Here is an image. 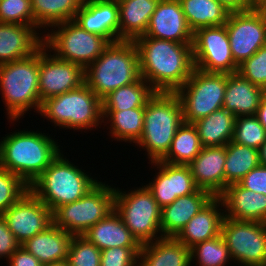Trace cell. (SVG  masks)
I'll list each match as a JSON object with an SVG mask.
<instances>
[{"label": "cell", "mask_w": 266, "mask_h": 266, "mask_svg": "<svg viewBox=\"0 0 266 266\" xmlns=\"http://www.w3.org/2000/svg\"><path fill=\"white\" fill-rule=\"evenodd\" d=\"M139 54L140 75L156 92H176L195 69L192 43L153 37L134 40Z\"/></svg>", "instance_id": "6da1fadb"}, {"label": "cell", "mask_w": 266, "mask_h": 266, "mask_svg": "<svg viewBox=\"0 0 266 266\" xmlns=\"http://www.w3.org/2000/svg\"><path fill=\"white\" fill-rule=\"evenodd\" d=\"M54 140L28 129L9 133L0 141V167L30 186L62 152Z\"/></svg>", "instance_id": "7a4b0ae2"}, {"label": "cell", "mask_w": 266, "mask_h": 266, "mask_svg": "<svg viewBox=\"0 0 266 266\" xmlns=\"http://www.w3.org/2000/svg\"><path fill=\"white\" fill-rule=\"evenodd\" d=\"M140 78L138 49L132 40L110 43L85 69V84L101 100L115 89Z\"/></svg>", "instance_id": "3957f363"}, {"label": "cell", "mask_w": 266, "mask_h": 266, "mask_svg": "<svg viewBox=\"0 0 266 266\" xmlns=\"http://www.w3.org/2000/svg\"><path fill=\"white\" fill-rule=\"evenodd\" d=\"M184 123L180 98L175 92H155L145 106L143 132L135 144L146 150L149 162L161 160Z\"/></svg>", "instance_id": "277c9868"}, {"label": "cell", "mask_w": 266, "mask_h": 266, "mask_svg": "<svg viewBox=\"0 0 266 266\" xmlns=\"http://www.w3.org/2000/svg\"><path fill=\"white\" fill-rule=\"evenodd\" d=\"M64 157L60 153L29 186L52 213L61 205L81 199L100 182Z\"/></svg>", "instance_id": "5b68a950"}, {"label": "cell", "mask_w": 266, "mask_h": 266, "mask_svg": "<svg viewBox=\"0 0 266 266\" xmlns=\"http://www.w3.org/2000/svg\"><path fill=\"white\" fill-rule=\"evenodd\" d=\"M0 92L11 123L30 109L39 113V49L26 58L0 65Z\"/></svg>", "instance_id": "8992f818"}, {"label": "cell", "mask_w": 266, "mask_h": 266, "mask_svg": "<svg viewBox=\"0 0 266 266\" xmlns=\"http://www.w3.org/2000/svg\"><path fill=\"white\" fill-rule=\"evenodd\" d=\"M39 114L55 127L85 131L103 123L102 100L86 85L47 98Z\"/></svg>", "instance_id": "52a82bcc"}, {"label": "cell", "mask_w": 266, "mask_h": 266, "mask_svg": "<svg viewBox=\"0 0 266 266\" xmlns=\"http://www.w3.org/2000/svg\"><path fill=\"white\" fill-rule=\"evenodd\" d=\"M133 189L129 192L115 188L114 210L143 245L163 237L161 208L146 186Z\"/></svg>", "instance_id": "ba28073f"}, {"label": "cell", "mask_w": 266, "mask_h": 266, "mask_svg": "<svg viewBox=\"0 0 266 266\" xmlns=\"http://www.w3.org/2000/svg\"><path fill=\"white\" fill-rule=\"evenodd\" d=\"M51 28L43 35V45L57 58L73 62L84 69L110 44L106 38L82 29L73 20L55 24Z\"/></svg>", "instance_id": "9c48e42d"}, {"label": "cell", "mask_w": 266, "mask_h": 266, "mask_svg": "<svg viewBox=\"0 0 266 266\" xmlns=\"http://www.w3.org/2000/svg\"><path fill=\"white\" fill-rule=\"evenodd\" d=\"M115 187L99 182L81 199L61 205L53 213V223L72 235H83L114 210Z\"/></svg>", "instance_id": "30bf717a"}, {"label": "cell", "mask_w": 266, "mask_h": 266, "mask_svg": "<svg viewBox=\"0 0 266 266\" xmlns=\"http://www.w3.org/2000/svg\"><path fill=\"white\" fill-rule=\"evenodd\" d=\"M227 73L205 72L195 68L175 93L180 98L185 123L207 117L223 108Z\"/></svg>", "instance_id": "8fae6325"}, {"label": "cell", "mask_w": 266, "mask_h": 266, "mask_svg": "<svg viewBox=\"0 0 266 266\" xmlns=\"http://www.w3.org/2000/svg\"><path fill=\"white\" fill-rule=\"evenodd\" d=\"M221 235L234 263L266 266V223L224 217Z\"/></svg>", "instance_id": "7c38bea8"}, {"label": "cell", "mask_w": 266, "mask_h": 266, "mask_svg": "<svg viewBox=\"0 0 266 266\" xmlns=\"http://www.w3.org/2000/svg\"><path fill=\"white\" fill-rule=\"evenodd\" d=\"M225 26L237 66L266 45V13L262 7L231 12Z\"/></svg>", "instance_id": "4fadbf2b"}, {"label": "cell", "mask_w": 266, "mask_h": 266, "mask_svg": "<svg viewBox=\"0 0 266 266\" xmlns=\"http://www.w3.org/2000/svg\"><path fill=\"white\" fill-rule=\"evenodd\" d=\"M192 52L195 68L199 70L227 74L238 71L225 24L193 32Z\"/></svg>", "instance_id": "5bb4252c"}, {"label": "cell", "mask_w": 266, "mask_h": 266, "mask_svg": "<svg viewBox=\"0 0 266 266\" xmlns=\"http://www.w3.org/2000/svg\"><path fill=\"white\" fill-rule=\"evenodd\" d=\"M83 84H85L83 67L57 58L44 45L39 48V97L41 102L79 88Z\"/></svg>", "instance_id": "9a60e30c"}, {"label": "cell", "mask_w": 266, "mask_h": 266, "mask_svg": "<svg viewBox=\"0 0 266 266\" xmlns=\"http://www.w3.org/2000/svg\"><path fill=\"white\" fill-rule=\"evenodd\" d=\"M2 217L20 245L53 223L51 210L31 190L9 207Z\"/></svg>", "instance_id": "2e32d148"}, {"label": "cell", "mask_w": 266, "mask_h": 266, "mask_svg": "<svg viewBox=\"0 0 266 266\" xmlns=\"http://www.w3.org/2000/svg\"><path fill=\"white\" fill-rule=\"evenodd\" d=\"M159 170L145 186L152 193L160 208L173 203L178 197L196 192V186L188 165H173L163 161L151 162Z\"/></svg>", "instance_id": "e0dca14e"}, {"label": "cell", "mask_w": 266, "mask_h": 266, "mask_svg": "<svg viewBox=\"0 0 266 266\" xmlns=\"http://www.w3.org/2000/svg\"><path fill=\"white\" fill-rule=\"evenodd\" d=\"M139 37L192 43L193 32L186 22L179 0H160L145 34Z\"/></svg>", "instance_id": "ac0fdd59"}, {"label": "cell", "mask_w": 266, "mask_h": 266, "mask_svg": "<svg viewBox=\"0 0 266 266\" xmlns=\"http://www.w3.org/2000/svg\"><path fill=\"white\" fill-rule=\"evenodd\" d=\"M82 29L119 41V7L117 0H84L73 20Z\"/></svg>", "instance_id": "d6986e66"}, {"label": "cell", "mask_w": 266, "mask_h": 266, "mask_svg": "<svg viewBox=\"0 0 266 266\" xmlns=\"http://www.w3.org/2000/svg\"><path fill=\"white\" fill-rule=\"evenodd\" d=\"M226 145L203 147L188 165L196 186L219 197L225 190Z\"/></svg>", "instance_id": "ffe728a7"}, {"label": "cell", "mask_w": 266, "mask_h": 266, "mask_svg": "<svg viewBox=\"0 0 266 266\" xmlns=\"http://www.w3.org/2000/svg\"><path fill=\"white\" fill-rule=\"evenodd\" d=\"M35 27L0 23V65L26 58L43 45Z\"/></svg>", "instance_id": "44dd1931"}, {"label": "cell", "mask_w": 266, "mask_h": 266, "mask_svg": "<svg viewBox=\"0 0 266 266\" xmlns=\"http://www.w3.org/2000/svg\"><path fill=\"white\" fill-rule=\"evenodd\" d=\"M222 207H224L222 199L214 197L192 217L176 238L190 249L198 243L221 235V226L225 217Z\"/></svg>", "instance_id": "7402d4cb"}, {"label": "cell", "mask_w": 266, "mask_h": 266, "mask_svg": "<svg viewBox=\"0 0 266 266\" xmlns=\"http://www.w3.org/2000/svg\"><path fill=\"white\" fill-rule=\"evenodd\" d=\"M219 197L224 204L225 217L266 223V195L233 183Z\"/></svg>", "instance_id": "603a6c76"}, {"label": "cell", "mask_w": 266, "mask_h": 266, "mask_svg": "<svg viewBox=\"0 0 266 266\" xmlns=\"http://www.w3.org/2000/svg\"><path fill=\"white\" fill-rule=\"evenodd\" d=\"M214 196L207 190L178 197L173 203L161 209V234L163 237H176L184 226L195 216Z\"/></svg>", "instance_id": "cb8c5ba5"}, {"label": "cell", "mask_w": 266, "mask_h": 266, "mask_svg": "<svg viewBox=\"0 0 266 266\" xmlns=\"http://www.w3.org/2000/svg\"><path fill=\"white\" fill-rule=\"evenodd\" d=\"M266 91L251 83L238 72L227 74L223 108L235 117L256 115Z\"/></svg>", "instance_id": "d4e9b609"}, {"label": "cell", "mask_w": 266, "mask_h": 266, "mask_svg": "<svg viewBox=\"0 0 266 266\" xmlns=\"http://www.w3.org/2000/svg\"><path fill=\"white\" fill-rule=\"evenodd\" d=\"M191 251L176 237H161L141 246L138 266H191Z\"/></svg>", "instance_id": "484cf974"}, {"label": "cell", "mask_w": 266, "mask_h": 266, "mask_svg": "<svg viewBox=\"0 0 266 266\" xmlns=\"http://www.w3.org/2000/svg\"><path fill=\"white\" fill-rule=\"evenodd\" d=\"M72 234L52 223L43 232L34 235L21 246L43 264L67 259Z\"/></svg>", "instance_id": "4316f807"}, {"label": "cell", "mask_w": 266, "mask_h": 266, "mask_svg": "<svg viewBox=\"0 0 266 266\" xmlns=\"http://www.w3.org/2000/svg\"><path fill=\"white\" fill-rule=\"evenodd\" d=\"M101 251L113 247H141L119 214L113 210L84 234Z\"/></svg>", "instance_id": "83f0119b"}, {"label": "cell", "mask_w": 266, "mask_h": 266, "mask_svg": "<svg viewBox=\"0 0 266 266\" xmlns=\"http://www.w3.org/2000/svg\"><path fill=\"white\" fill-rule=\"evenodd\" d=\"M119 7V41H134L145 34L151 15L160 0H117Z\"/></svg>", "instance_id": "f1b7e54d"}, {"label": "cell", "mask_w": 266, "mask_h": 266, "mask_svg": "<svg viewBox=\"0 0 266 266\" xmlns=\"http://www.w3.org/2000/svg\"><path fill=\"white\" fill-rule=\"evenodd\" d=\"M235 120L233 113L221 108L196 120L193 125L203 147L225 146L233 139Z\"/></svg>", "instance_id": "f546056e"}, {"label": "cell", "mask_w": 266, "mask_h": 266, "mask_svg": "<svg viewBox=\"0 0 266 266\" xmlns=\"http://www.w3.org/2000/svg\"><path fill=\"white\" fill-rule=\"evenodd\" d=\"M179 2L192 32L200 28L224 25L231 13L218 0H179Z\"/></svg>", "instance_id": "4dcf8cb0"}, {"label": "cell", "mask_w": 266, "mask_h": 266, "mask_svg": "<svg viewBox=\"0 0 266 266\" xmlns=\"http://www.w3.org/2000/svg\"><path fill=\"white\" fill-rule=\"evenodd\" d=\"M144 112L145 107L122 111H102L104 127L107 126L105 123L110 124L109 134L115 141L117 139L119 142L136 144L143 132Z\"/></svg>", "instance_id": "1f68e13d"}, {"label": "cell", "mask_w": 266, "mask_h": 266, "mask_svg": "<svg viewBox=\"0 0 266 266\" xmlns=\"http://www.w3.org/2000/svg\"><path fill=\"white\" fill-rule=\"evenodd\" d=\"M83 3L84 0H31L35 28L41 32L55 24L74 20Z\"/></svg>", "instance_id": "d6a6232c"}, {"label": "cell", "mask_w": 266, "mask_h": 266, "mask_svg": "<svg viewBox=\"0 0 266 266\" xmlns=\"http://www.w3.org/2000/svg\"><path fill=\"white\" fill-rule=\"evenodd\" d=\"M155 90L142 77L134 83L119 87L102 99V111H122L145 107Z\"/></svg>", "instance_id": "836d02e7"}, {"label": "cell", "mask_w": 266, "mask_h": 266, "mask_svg": "<svg viewBox=\"0 0 266 266\" xmlns=\"http://www.w3.org/2000/svg\"><path fill=\"white\" fill-rule=\"evenodd\" d=\"M198 132L193 123H183L175 133L170 149L160 160L173 165H189L200 153Z\"/></svg>", "instance_id": "e575fe53"}, {"label": "cell", "mask_w": 266, "mask_h": 266, "mask_svg": "<svg viewBox=\"0 0 266 266\" xmlns=\"http://www.w3.org/2000/svg\"><path fill=\"white\" fill-rule=\"evenodd\" d=\"M259 165V150L230 141L226 145L225 189L230 184L238 183Z\"/></svg>", "instance_id": "d590c367"}, {"label": "cell", "mask_w": 266, "mask_h": 266, "mask_svg": "<svg viewBox=\"0 0 266 266\" xmlns=\"http://www.w3.org/2000/svg\"><path fill=\"white\" fill-rule=\"evenodd\" d=\"M191 262L196 260L199 266H225L233 261L222 235L198 243L190 248Z\"/></svg>", "instance_id": "8d00e7d4"}, {"label": "cell", "mask_w": 266, "mask_h": 266, "mask_svg": "<svg viewBox=\"0 0 266 266\" xmlns=\"http://www.w3.org/2000/svg\"><path fill=\"white\" fill-rule=\"evenodd\" d=\"M232 141L259 150L266 141V130L256 115L239 116L235 120Z\"/></svg>", "instance_id": "74e56055"}, {"label": "cell", "mask_w": 266, "mask_h": 266, "mask_svg": "<svg viewBox=\"0 0 266 266\" xmlns=\"http://www.w3.org/2000/svg\"><path fill=\"white\" fill-rule=\"evenodd\" d=\"M100 259V249L83 235H73L67 255L71 266H100Z\"/></svg>", "instance_id": "f35d334b"}, {"label": "cell", "mask_w": 266, "mask_h": 266, "mask_svg": "<svg viewBox=\"0 0 266 266\" xmlns=\"http://www.w3.org/2000/svg\"><path fill=\"white\" fill-rule=\"evenodd\" d=\"M28 190L29 186L20 177L0 167V215Z\"/></svg>", "instance_id": "ab89813d"}, {"label": "cell", "mask_w": 266, "mask_h": 266, "mask_svg": "<svg viewBox=\"0 0 266 266\" xmlns=\"http://www.w3.org/2000/svg\"><path fill=\"white\" fill-rule=\"evenodd\" d=\"M0 23L35 27L31 0H0Z\"/></svg>", "instance_id": "60d3db41"}, {"label": "cell", "mask_w": 266, "mask_h": 266, "mask_svg": "<svg viewBox=\"0 0 266 266\" xmlns=\"http://www.w3.org/2000/svg\"><path fill=\"white\" fill-rule=\"evenodd\" d=\"M237 72L266 91V45L240 64Z\"/></svg>", "instance_id": "b9f144b4"}, {"label": "cell", "mask_w": 266, "mask_h": 266, "mask_svg": "<svg viewBox=\"0 0 266 266\" xmlns=\"http://www.w3.org/2000/svg\"><path fill=\"white\" fill-rule=\"evenodd\" d=\"M141 247H113L101 251L100 266H138Z\"/></svg>", "instance_id": "7bdbcfd3"}, {"label": "cell", "mask_w": 266, "mask_h": 266, "mask_svg": "<svg viewBox=\"0 0 266 266\" xmlns=\"http://www.w3.org/2000/svg\"><path fill=\"white\" fill-rule=\"evenodd\" d=\"M238 183L245 189L266 195V166L253 168Z\"/></svg>", "instance_id": "ee69618b"}, {"label": "cell", "mask_w": 266, "mask_h": 266, "mask_svg": "<svg viewBox=\"0 0 266 266\" xmlns=\"http://www.w3.org/2000/svg\"><path fill=\"white\" fill-rule=\"evenodd\" d=\"M21 245L16 240L13 233L9 230L5 219L0 215V260L10 258Z\"/></svg>", "instance_id": "f6af8a7d"}, {"label": "cell", "mask_w": 266, "mask_h": 266, "mask_svg": "<svg viewBox=\"0 0 266 266\" xmlns=\"http://www.w3.org/2000/svg\"><path fill=\"white\" fill-rule=\"evenodd\" d=\"M8 266H42L39 260L20 246L7 260Z\"/></svg>", "instance_id": "bcb514c9"}, {"label": "cell", "mask_w": 266, "mask_h": 266, "mask_svg": "<svg viewBox=\"0 0 266 266\" xmlns=\"http://www.w3.org/2000/svg\"><path fill=\"white\" fill-rule=\"evenodd\" d=\"M229 12H245L255 6L251 0H218Z\"/></svg>", "instance_id": "7dc6e473"}, {"label": "cell", "mask_w": 266, "mask_h": 266, "mask_svg": "<svg viewBox=\"0 0 266 266\" xmlns=\"http://www.w3.org/2000/svg\"><path fill=\"white\" fill-rule=\"evenodd\" d=\"M256 116L261 123V125L265 128L266 130V93L261 99L260 105L258 107Z\"/></svg>", "instance_id": "c3c4849f"}, {"label": "cell", "mask_w": 266, "mask_h": 266, "mask_svg": "<svg viewBox=\"0 0 266 266\" xmlns=\"http://www.w3.org/2000/svg\"><path fill=\"white\" fill-rule=\"evenodd\" d=\"M259 156H260V165L266 166V141L259 149Z\"/></svg>", "instance_id": "681fc988"}, {"label": "cell", "mask_w": 266, "mask_h": 266, "mask_svg": "<svg viewBox=\"0 0 266 266\" xmlns=\"http://www.w3.org/2000/svg\"><path fill=\"white\" fill-rule=\"evenodd\" d=\"M42 266H71V265L69 264L68 260L65 259L57 262L43 264Z\"/></svg>", "instance_id": "f907efd6"}, {"label": "cell", "mask_w": 266, "mask_h": 266, "mask_svg": "<svg viewBox=\"0 0 266 266\" xmlns=\"http://www.w3.org/2000/svg\"><path fill=\"white\" fill-rule=\"evenodd\" d=\"M254 6L261 7L262 5L266 4V0H251Z\"/></svg>", "instance_id": "816d5d0a"}, {"label": "cell", "mask_w": 266, "mask_h": 266, "mask_svg": "<svg viewBox=\"0 0 266 266\" xmlns=\"http://www.w3.org/2000/svg\"><path fill=\"white\" fill-rule=\"evenodd\" d=\"M261 7L263 8V10H264L265 13H266V4L262 5Z\"/></svg>", "instance_id": "f5cc1de1"}]
</instances>
